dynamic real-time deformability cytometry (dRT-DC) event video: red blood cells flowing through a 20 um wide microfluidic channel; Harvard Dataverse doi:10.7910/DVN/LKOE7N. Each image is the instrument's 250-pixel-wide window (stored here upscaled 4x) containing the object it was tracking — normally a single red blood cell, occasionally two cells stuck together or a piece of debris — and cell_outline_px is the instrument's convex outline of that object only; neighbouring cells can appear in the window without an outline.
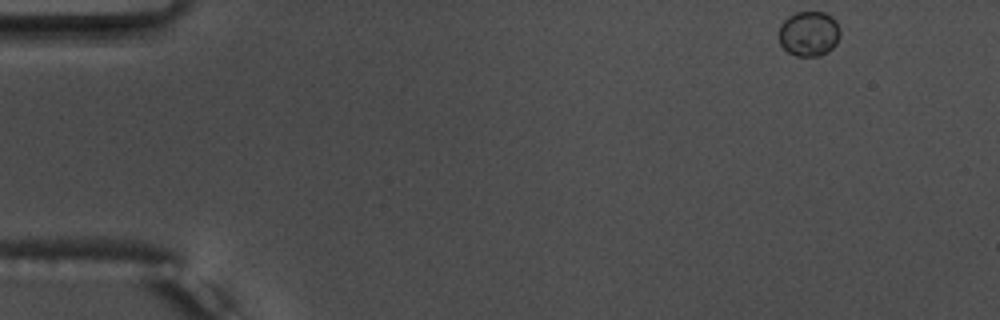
{"species": "common noctule bat (a hibernating species)", "species_latin": "Nyctalus noctula", "temperature_condition": "warm", "stored_images_in_passage": 51, "camera_frame_rate_fps": 3000, "um_per_image_px": 0.085, "animal": {"sex": "male", "body_mass_g": 17.5, "forearm_length_mm": 52.3}, "frame": {"image": 1, "passage_image": 1, "time_ms": 0.0, "image_size_px": [1000, 320], "cell_outline_px": [[840, 36], [836, 44], [828, 52], [820, 56], [796, 56], [788, 52], [780, 44], [780, 24], [788, 16], [796, 12], [824, 12], [832, 16], [836, 20], [840, 28]], "centroid_in_image_um": [68.79, 2.86], "position_along_channel_um": 16.2, "area_um2": 16.24}}
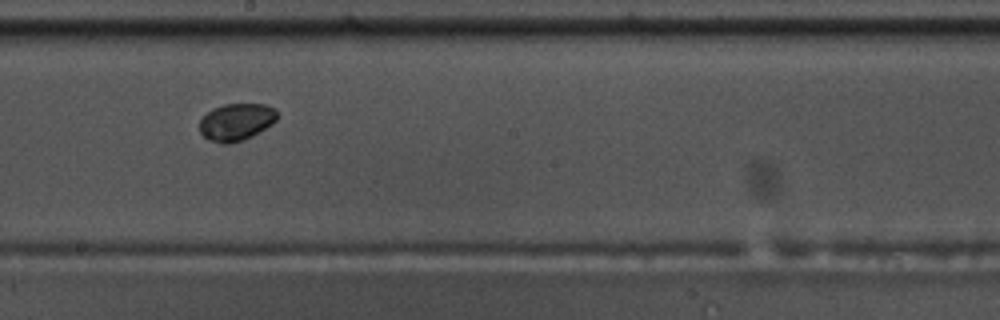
{"frame": {"image": 2, "passage_image": 27, "time_ms": 8.667, "image_size_px": [1000, 320], "cell_outline_px": [[276, 120], [272, 124], [252, 136], [244, 140], [228, 144], [220, 144], [208, 140], [200, 132], [200, 120], [212, 108], [224, 104], [268, 104], [276, 108]], "centroid_in_image_um": [20.08, 10.37], "position_along_channel_um": 228.1, "area_um2": 16.94}}
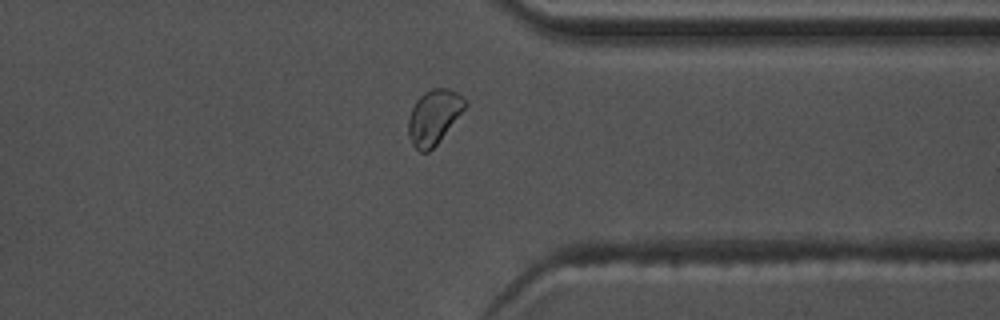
{"frame": {"image": 3, "passage_image": 39, "time_ms": 12.667, "image_size_px": [1000, 320], "cell_outline_px": [[468, 104], [436, 144], [428, 152], [420, 152], [412, 144], [408, 136], [408, 116], [416, 100], [424, 92], [432, 88], [448, 88], [464, 96], [468, 100]], "centroid_in_image_um": [36.87, 9.91], "position_along_channel_um": 374.5, "area_um2": 17.98}}